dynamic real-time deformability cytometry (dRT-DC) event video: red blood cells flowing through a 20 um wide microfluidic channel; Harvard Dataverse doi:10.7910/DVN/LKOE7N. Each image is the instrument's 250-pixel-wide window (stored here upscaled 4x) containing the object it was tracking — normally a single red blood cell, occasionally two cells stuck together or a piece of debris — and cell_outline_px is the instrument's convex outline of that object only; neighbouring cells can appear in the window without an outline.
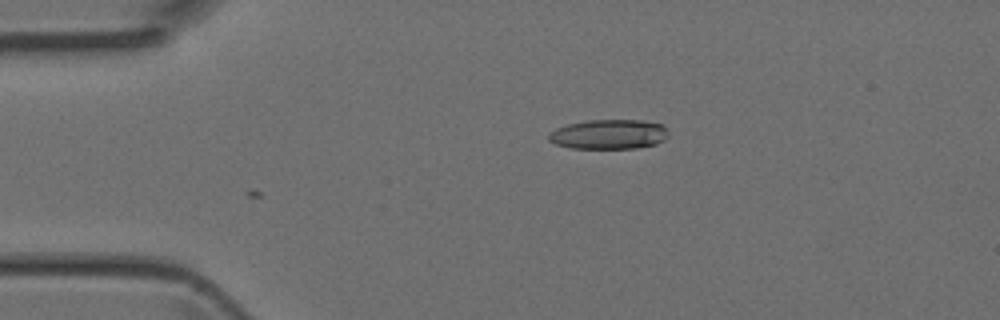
{"species": "Egyptian fruit bat (a non-hibernating species)", "species_latin": "Rousettus aegyptiacus", "temperature_condition": "room temperature", "stored_images_in_passage": 2, "camera_frame_rate_fps": 3000, "um_per_image_px": 0.085, "animal": {"sex": "female"}, "frame": {"image": 1, "passage_image": 2, "time_ms": 0.333, "image_size_px": [1000, 320], "cell_outline_px": [[668, 136], [664, 140], [656, 144], [636, 148], [572, 148], [556, 144], [548, 140], [548, 132], [556, 128], [568, 124], [588, 120], [644, 120], [664, 124], [668, 128]], "centroid_in_image_um": [51.78, 11.4], "position_along_channel_um": 33.2, "area_um2": 20.92}}